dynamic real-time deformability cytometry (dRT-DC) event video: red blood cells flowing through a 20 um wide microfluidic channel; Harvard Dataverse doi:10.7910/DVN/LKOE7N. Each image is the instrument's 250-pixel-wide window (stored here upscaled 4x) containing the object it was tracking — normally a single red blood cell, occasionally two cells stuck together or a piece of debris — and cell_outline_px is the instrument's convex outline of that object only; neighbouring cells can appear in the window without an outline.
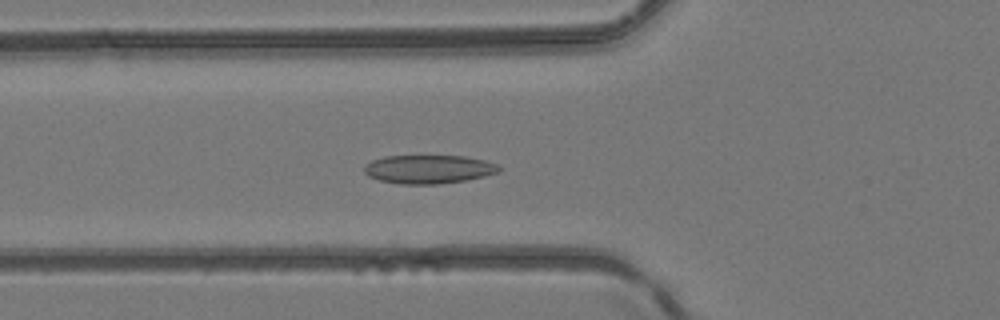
{"species": "common noctule bat (a hibernating species)", "species_latin": "Nyctalus noctula", "temperature_condition": "room temperature", "stored_images_in_passage": 49, "camera_frame_rate_fps": 3000, "um_per_image_px": 0.085, "animal": {"sex": "female", "body_mass_g": 24.6, "forearm_length_mm": 56.2}, "frame": {"image": 1, "passage_image": 17, "time_ms": 5.333, "image_size_px": [1000, 320], "cell_outline_px": [[500, 172], [484, 176], [464, 180], [436, 184], [400, 184], [380, 180], [368, 176], [364, 172], [364, 164], [372, 160], [384, 156], [464, 156], [484, 160], [500, 164]], "centroid_in_image_um": [36.43, 14.38], "position_along_channel_um": 89.4, "area_um2": 22.48}}
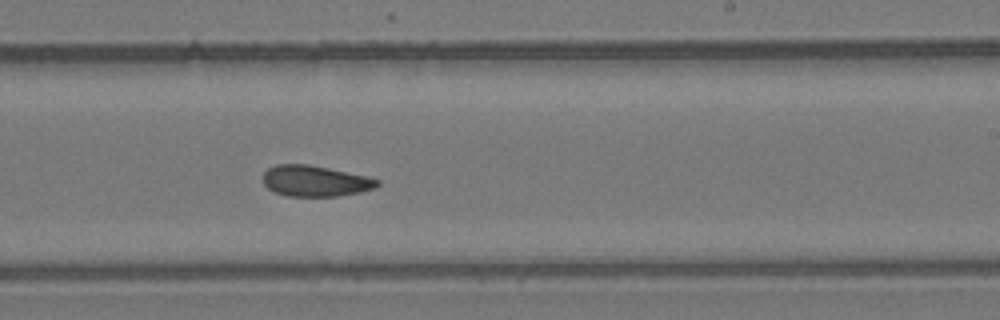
{"frame": {"image": 2, "passage_image": 29, "time_ms": 9.333, "image_size_px": [1000, 320], "cell_outline_px": [[380, 184], [376, 188], [360, 192], [340, 196], [288, 196], [276, 192], [268, 188], [264, 184], [264, 172], [268, 168], [276, 164], [308, 164], [368, 176], [380, 180]], "centroid_in_image_um": [26.83, 15.38], "position_along_channel_um": 262.2, "area_um2": 20.63}}
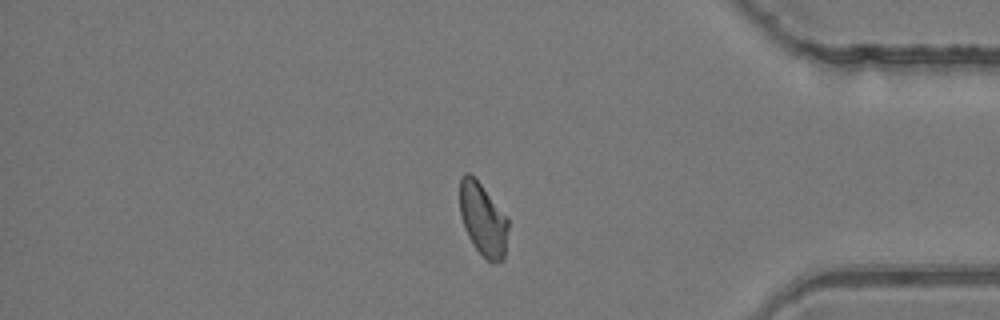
{"frame": {"image": 3, "passage_image": 40, "time_ms": 13.0, "image_size_px": [1000, 320], "cell_outline_px": [[508, 228], [504, 260], [488, 260], [472, 244], [464, 228], [460, 216], [460, 176], [464, 172], [468, 172], [480, 184], [508, 220]], "centroid_in_image_um": [41.01, 18.64], "position_along_channel_um": 394.2, "area_um2": 20.0}}